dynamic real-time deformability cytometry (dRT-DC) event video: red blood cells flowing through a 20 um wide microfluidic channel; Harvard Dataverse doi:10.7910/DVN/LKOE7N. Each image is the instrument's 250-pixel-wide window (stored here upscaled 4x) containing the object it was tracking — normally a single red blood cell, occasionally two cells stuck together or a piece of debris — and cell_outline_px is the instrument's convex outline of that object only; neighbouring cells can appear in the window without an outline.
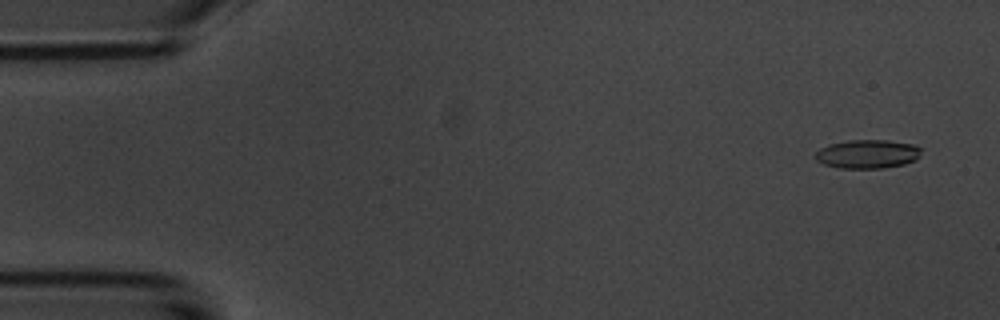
{"species": "common noctule bat (a hibernating species)", "species_latin": "Nyctalus noctula", "temperature_condition": "room temperature", "stored_images_in_passage": 6, "camera_frame_rate_fps": 3000, "um_per_image_px": 0.085, "animal": {"sex": "male", "body_mass_g": 20.1, "forearm_length_mm": 53.5}, "frame": {"image": 1, "passage_image": 1, "time_ms": 0.0, "image_size_px": [1000, 320], "cell_outline_px": [[920, 156], [916, 160], [904, 164], [884, 168], [840, 168], [824, 164], [816, 160], [816, 152], [820, 148], [828, 144], [848, 140], [888, 140], [912, 144], [920, 148]], "centroid_in_image_um": [73.74, 13.09], "position_along_channel_um": 11.3, "area_um2": 17.74}}
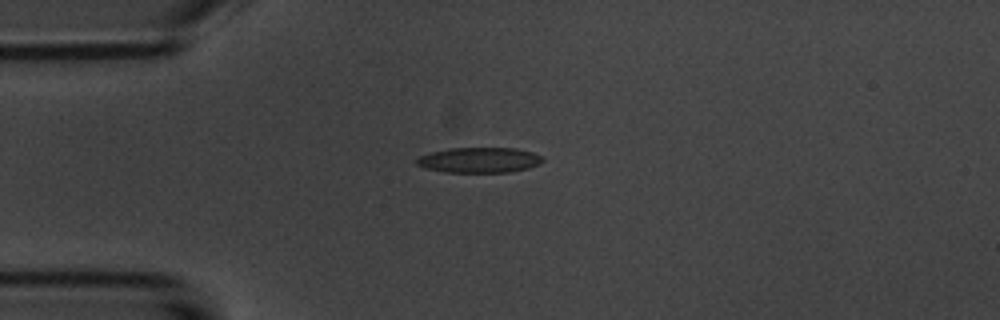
{"frame": {"image": 2, "passage_image": 4, "time_ms": 3.667, "image_size_px": [1000, 320], "cell_outline_px": [[544, 160], [540, 164], [528, 168], [508, 172], [444, 172], [424, 168], [416, 164], [416, 160], [420, 156], [432, 152], [448, 148], [516, 148], [532, 152], [544, 156]], "centroid_in_image_um": [40.76, 13.6], "position_along_channel_um": 44.2, "area_um2": 18.67}}
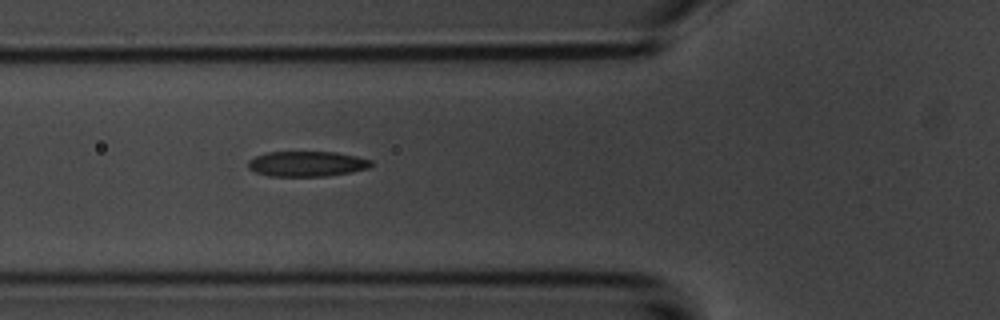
{"frame": {"image": 3, "passage_image": 6, "time_ms": 5.667, "image_size_px": [1000, 320], "cell_outline_px": [[372, 164], [368, 168], [348, 172], [324, 176], [268, 176], [256, 172], [248, 168], [248, 160], [256, 156], [268, 152], [336, 152], [356, 156], [372, 160]], "centroid_in_image_um": [26.06, 13.92], "position_along_channel_um": 99.7, "area_um2": 17.98}}